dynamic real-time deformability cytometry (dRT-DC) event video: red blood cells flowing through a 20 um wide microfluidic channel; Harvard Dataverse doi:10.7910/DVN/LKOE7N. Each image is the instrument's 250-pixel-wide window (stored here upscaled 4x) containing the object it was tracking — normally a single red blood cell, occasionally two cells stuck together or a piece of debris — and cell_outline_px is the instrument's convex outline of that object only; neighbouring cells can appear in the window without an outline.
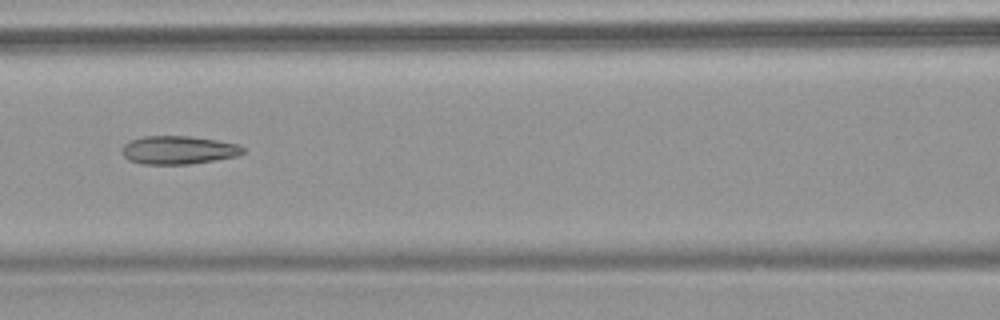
{"species": "common noctule bat (a hibernating species)", "species_latin": "Nyctalus noctula", "temperature_condition": "warm", "stored_images_in_passage": 8, "camera_frame_rate_fps": 3000, "um_per_image_px": 0.085, "animal": {"sex": "female", "body_mass_g": 18.4}, "frame": {"image": 1, "passage_image": 6, "time_ms": 7.667, "image_size_px": [1000, 320], "cell_outline_px": [[244, 152], [236, 156], [216, 160], [188, 164], [144, 164], [128, 160], [120, 152], [120, 148], [124, 144], [132, 140], [144, 136], [188, 136], [216, 140], [236, 144], [244, 148]], "centroid_in_image_um": [15.12, 12.75], "position_along_channel_um": 151.5, "area_um2": 19.88}}
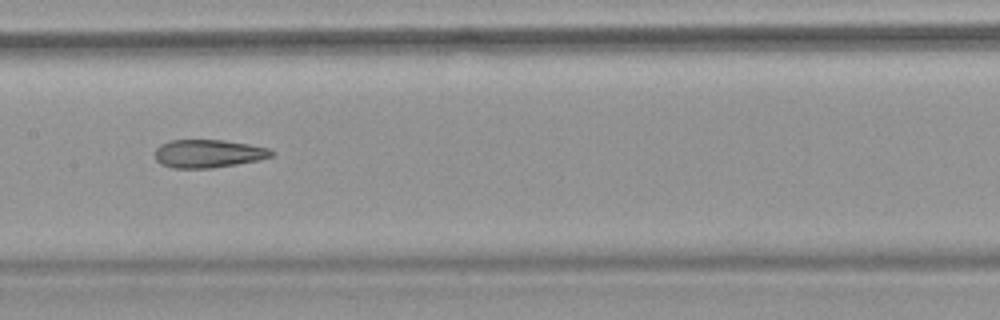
{"frame": {"image": 2, "passage_image": 7, "time_ms": 8.667, "image_size_px": [1000, 320], "cell_outline_px": [[276, 152], [272, 156], [260, 160], [212, 168], [172, 168], [160, 164], [156, 160], [156, 148], [160, 144], [168, 140], [224, 140], [248, 144], [268, 148]], "centroid_in_image_um": [17.7, 13.05], "position_along_channel_um": 189.7, "area_um2": 19.19}}
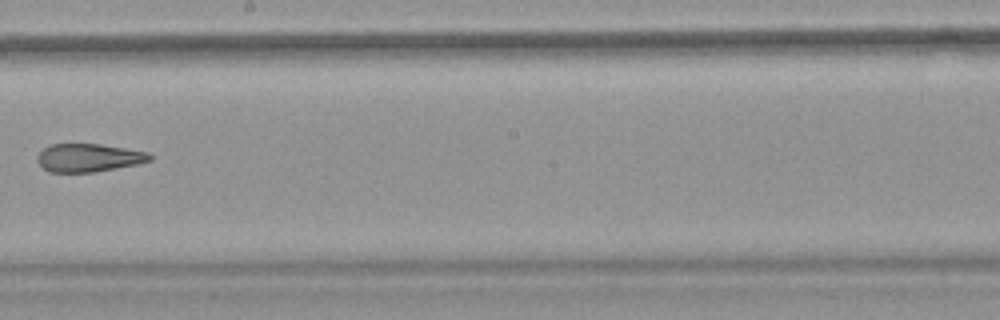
{"frame": {"image": 3, "passage_image": 8, "time_ms": 10.0, "image_size_px": [1000, 320], "cell_outline_px": [[152, 160], [136, 164], [96, 172], [48, 172], [36, 160], [36, 156], [44, 148], [52, 144], [100, 144], [148, 152], [152, 156]], "centroid_in_image_um": [7.52, 13.41], "position_along_channel_um": 240.7, "area_um2": 18.38}}